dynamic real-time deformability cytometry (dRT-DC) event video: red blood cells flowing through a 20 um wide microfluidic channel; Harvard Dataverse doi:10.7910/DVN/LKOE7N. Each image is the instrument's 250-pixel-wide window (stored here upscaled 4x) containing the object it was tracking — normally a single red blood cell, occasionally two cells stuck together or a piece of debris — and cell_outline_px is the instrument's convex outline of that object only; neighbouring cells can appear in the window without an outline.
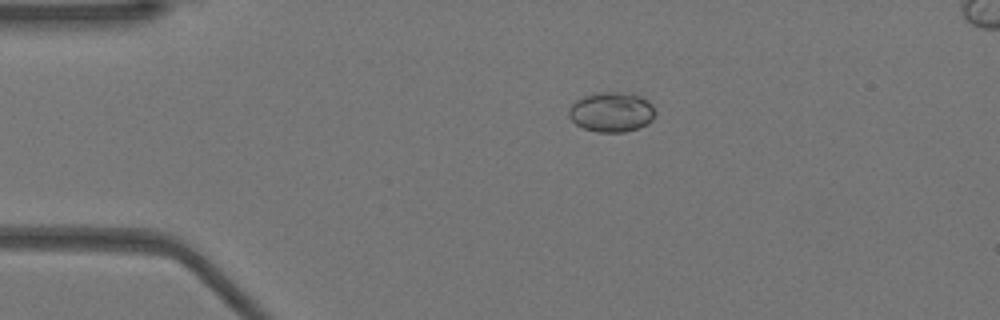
{"species": "Egyptian fruit bat (a non-hibernating species)", "species_latin": "Rousettus aegyptiacus", "temperature_condition": "warm", "stored_images_in_passage": 43, "segment_of_instrument_passage": [1, 2], "camera_frame_rate_fps": 3000, "um_per_image_px": 0.085, "animal": {"sex": "female"}, "frame": {"image": 1, "passage_image": 1, "time_ms": 0.0, "image_size_px": [1000, 320], "cell_outline_px": [[656, 112], [652, 120], [636, 128], [624, 132], [596, 132], [584, 128], [576, 124], [568, 116], [568, 108], [576, 100], [584, 96], [600, 92], [632, 92], [648, 100], [652, 104]], "centroid_in_image_um": [51.98, 9.5], "position_along_channel_um": 33.0, "area_um2": 20.17}}
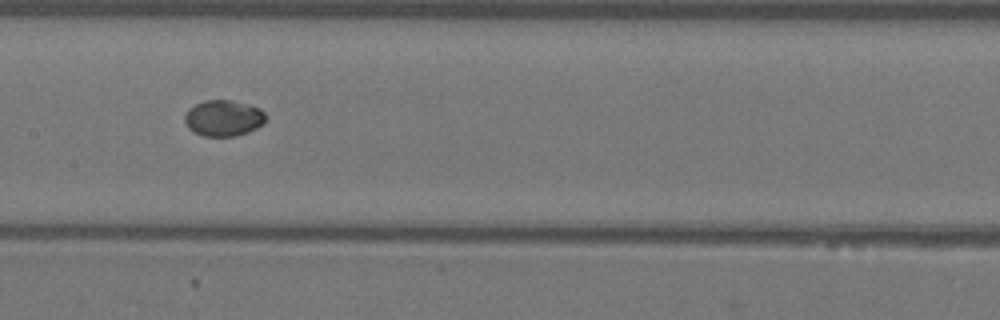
{"frame": {"image": 2, "passage_image": 16, "time_ms": 5.0, "image_size_px": [1000, 320], "cell_outline_px": [[264, 120], [256, 128], [248, 132], [236, 136], [204, 136], [192, 132], [188, 128], [184, 120], [184, 116], [188, 108], [204, 100], [232, 100], [248, 104], [260, 108], [264, 112]], "centroid_in_image_um": [18.95, 10.03], "position_along_channel_um": 188.5, "area_um2": 17.05}}
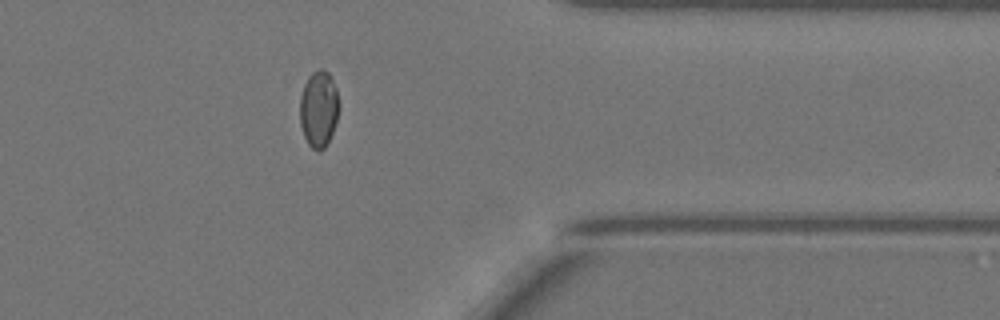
{"frame": {"image": 3, "passage_image": 32, "time_ms": 10.333, "image_size_px": [1000, 320], "cell_outline_px": [[340, 108], [328, 144], [320, 152], [316, 152], [308, 144], [304, 136], [300, 124], [300, 96], [304, 84], [308, 76], [312, 72], [320, 68], [324, 68], [328, 72], [336, 88], [340, 104]], "centroid_in_image_um": [27.09, 9.26], "position_along_channel_um": 384.3, "area_um2": 17.74}}